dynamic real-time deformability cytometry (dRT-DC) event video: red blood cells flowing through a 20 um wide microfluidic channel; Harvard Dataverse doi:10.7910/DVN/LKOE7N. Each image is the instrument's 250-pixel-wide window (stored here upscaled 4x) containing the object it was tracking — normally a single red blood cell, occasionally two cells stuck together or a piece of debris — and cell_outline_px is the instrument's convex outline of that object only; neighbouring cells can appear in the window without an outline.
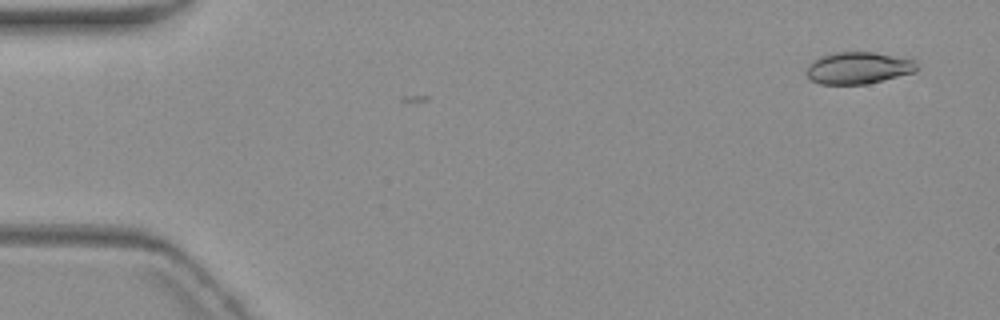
{"species": "common noctule bat (a hibernating species)", "species_latin": "Nyctalus noctula", "temperature_condition": "warm", "stored_images_in_passage": 2, "camera_frame_rate_fps": 3000, "um_per_image_px": 0.085, "animal": {"sex": "female", "body_mass_g": 19.3, "forearm_length_mm": 54.1}, "frame": {"image": 1, "passage_image": 2, "time_ms": 1.333, "image_size_px": [1000, 320], "cell_outline_px": [[920, 68], [916, 72], [868, 84], [820, 84], [812, 80], [804, 72], [808, 64], [820, 56], [836, 52], [872, 52], [916, 60]], "centroid_in_image_um": [72.97, 5.78], "position_along_channel_um": 12.0, "area_um2": 20.75}}